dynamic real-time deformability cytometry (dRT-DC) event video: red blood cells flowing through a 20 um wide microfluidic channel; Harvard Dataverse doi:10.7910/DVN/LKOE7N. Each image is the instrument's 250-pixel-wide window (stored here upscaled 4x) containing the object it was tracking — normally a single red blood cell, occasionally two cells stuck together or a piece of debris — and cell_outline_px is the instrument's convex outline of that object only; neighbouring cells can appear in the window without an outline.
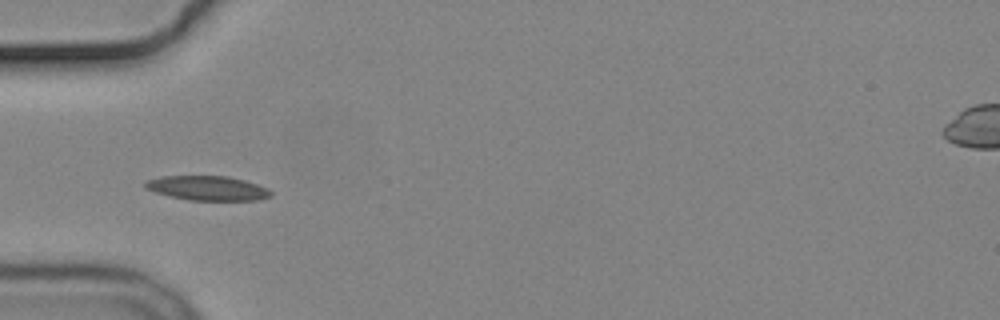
{"species": "common noctule bat (a hibernating species)", "species_latin": "Nyctalus noctula", "temperature_condition": "cold", "stored_images_in_passage": 3, "camera_frame_rate_fps": 3000, "um_per_image_px": 0.085, "animal": {"sex": "male", "body_mass_g": 19.2, "forearm_length_mm": 51.8}, "frame": {"image": 1, "passage_image": 1, "time_ms": 0.0, "image_size_px": [1000, 320], "cell_outline_px": [[272, 196], [256, 200], [188, 200], [156, 192], [144, 188], [144, 184], [148, 180], [160, 176], [228, 176], [244, 180], [268, 188], [272, 192]], "centroid_in_image_um": [17.65, 15.99], "position_along_channel_um": 67.3, "area_um2": 17.8}}